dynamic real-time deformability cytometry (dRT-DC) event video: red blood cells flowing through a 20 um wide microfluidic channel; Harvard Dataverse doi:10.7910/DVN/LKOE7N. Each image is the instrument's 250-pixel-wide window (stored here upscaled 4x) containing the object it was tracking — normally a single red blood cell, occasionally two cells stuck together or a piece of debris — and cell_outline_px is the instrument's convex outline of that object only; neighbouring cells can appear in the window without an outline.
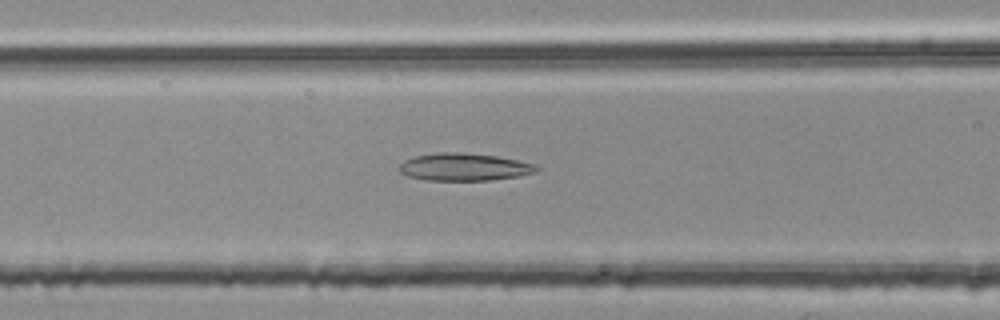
{"species": "common noctule bat (a hibernating species)", "species_latin": "Nyctalus noctula", "temperature_condition": "room temperature", "stored_images_in_passage": 53, "segment_of_instrument_passage": [2, 2], "camera_frame_rate_fps": 3000, "um_per_image_px": 0.085, "animal": {"sex": "female", "body_mass_g": 25.1}, "frame": {"image": 1, "passage_image": 21, "time_ms": 6.667, "image_size_px": [1000, 320], "cell_outline_px": [[540, 168], [536, 172], [520, 176], [492, 180], [428, 180], [408, 176], [400, 172], [400, 164], [404, 160], [416, 156], [440, 152], [452, 152], [496, 156], [536, 164]], "centroid_in_image_um": [39.48, 14.2], "position_along_channel_um": 127.1, "area_um2": 21.79}}
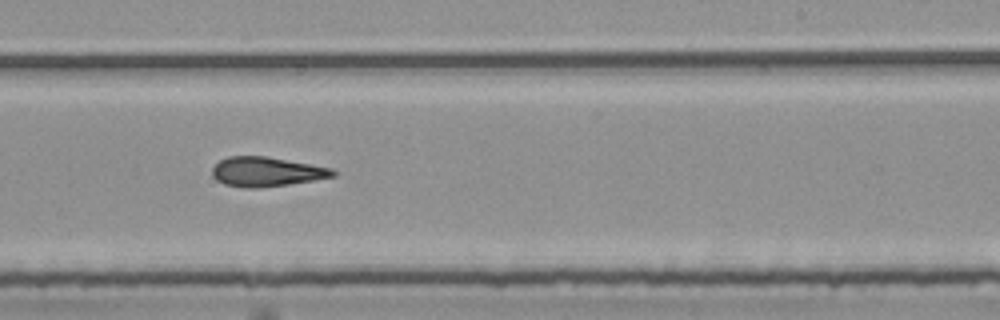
{"frame": {"image": 2, "passage_image": 32, "time_ms": 10.333, "image_size_px": [1000, 320], "cell_outline_px": [[336, 176], [288, 184], [256, 188], [244, 188], [224, 184], [216, 180], [212, 176], [212, 168], [220, 160], [228, 156], [264, 156], [332, 168], [336, 172]], "centroid_in_image_um": [22.61, 14.6], "position_along_channel_um": 266.4, "area_um2": 20.58}}
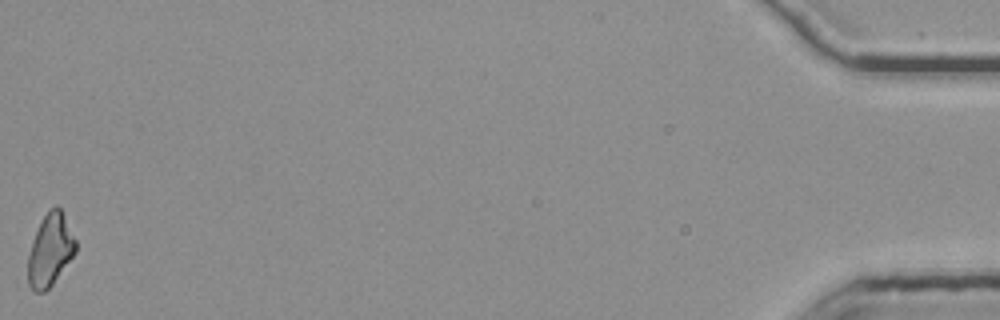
{"frame": {"image": 3, "passage_image": 53, "time_ms": 17.333, "image_size_px": [1000, 320], "cell_outline_px": [[76, 252], [52, 284], [44, 292], [32, 292], [28, 284], [28, 256], [32, 240], [44, 216], [56, 204], [60, 208], [76, 240]], "centroid_in_image_um": [4.25, 21.29], "position_along_channel_um": 430.9, "area_um2": 19.77}}